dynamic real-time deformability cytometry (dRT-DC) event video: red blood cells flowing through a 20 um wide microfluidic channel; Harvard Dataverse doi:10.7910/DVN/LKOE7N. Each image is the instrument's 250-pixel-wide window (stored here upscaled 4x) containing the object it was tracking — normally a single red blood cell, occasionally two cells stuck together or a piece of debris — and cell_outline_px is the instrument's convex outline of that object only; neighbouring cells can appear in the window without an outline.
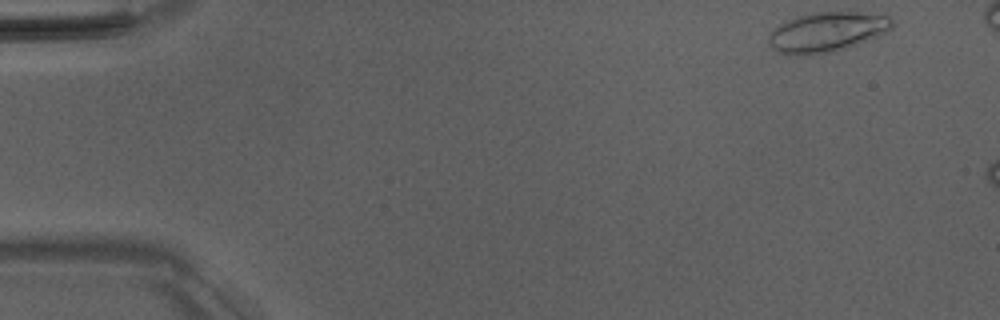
{"species": "Egyptian fruit bat (a non-hibernating species)", "species_latin": "Rousettus aegyptiacus", "temperature_condition": "room temperature", "stored_images_in_passage": 7, "camera_frame_rate_fps": 3000, "um_per_image_px": 0.085, "animal": {"sex": "male"}, "frame": {"image": 1, "passage_image": 1, "time_ms": 0.0, "image_size_px": [1000, 320], "cell_outline_px": [[896, 24], [888, 32], [856, 44], [832, 52], [812, 56], [792, 56], [780, 52], [772, 48], [768, 44], [768, 36], [780, 24], [788, 20], [800, 16], [816, 12], [856, 12], [892, 16]], "centroid_in_image_um": [70.32, 2.74], "position_along_channel_um": 14.7, "area_um2": 28.78}}